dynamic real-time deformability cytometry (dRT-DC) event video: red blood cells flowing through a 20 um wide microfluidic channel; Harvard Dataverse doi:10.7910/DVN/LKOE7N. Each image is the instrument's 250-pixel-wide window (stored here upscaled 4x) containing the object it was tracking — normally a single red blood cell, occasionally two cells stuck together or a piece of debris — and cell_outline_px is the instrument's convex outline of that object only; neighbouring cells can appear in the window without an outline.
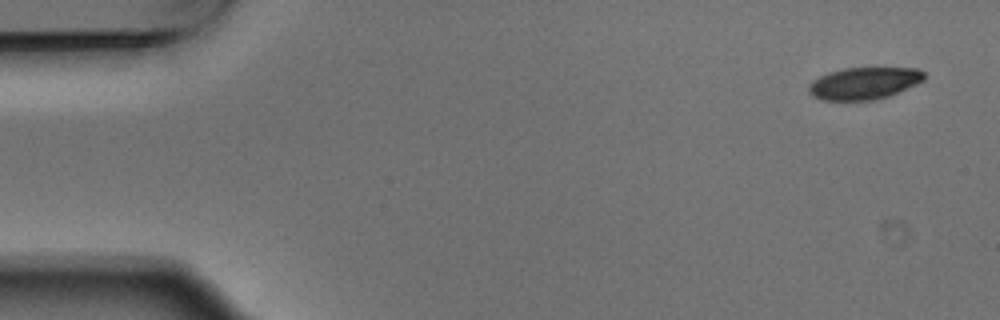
{"species": "Egyptian fruit bat (a non-hibernating species)", "species_latin": "Rousettus aegyptiacus", "temperature_condition": "warm", "stored_images_in_passage": 8, "camera_frame_rate_fps": 3000, "um_per_image_px": 0.085, "animal": {"sex": "male"}, "frame": {"image": 1, "passage_image": 1, "time_ms": 0.0, "image_size_px": [1000, 320], "cell_outline_px": [[924, 80], [916, 84], [888, 96], [876, 100], [820, 100], [812, 96], [808, 92], [808, 84], [812, 80], [828, 72], [844, 68], [920, 68], [924, 72]], "centroid_in_image_um": [73.41, 7.08], "position_along_channel_um": 11.6, "area_um2": 21.68}}
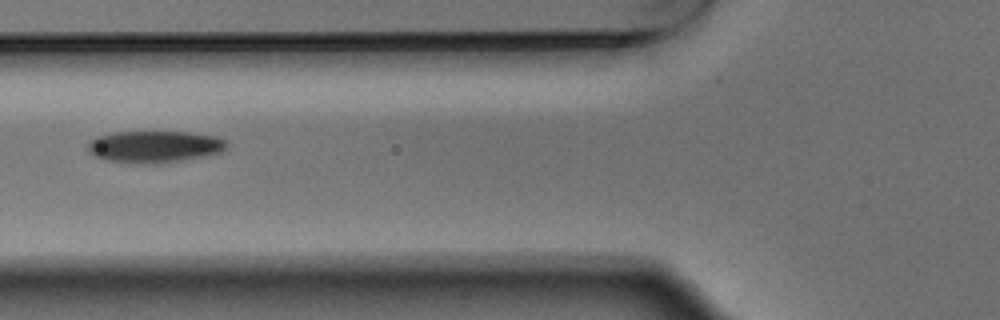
{"frame": {"image": 2, "passage_image": 6, "time_ms": 1.667, "image_size_px": [1000, 320], "cell_outline_px": [[228, 144], [220, 152], [180, 160], [156, 164], [132, 164], [104, 160], [88, 152], [88, 144], [96, 136], [112, 132], [188, 132], [216, 136], [224, 140]], "centroid_in_image_um": [13.06, 12.47], "position_along_channel_um": 112.7, "area_um2": 25.72}}
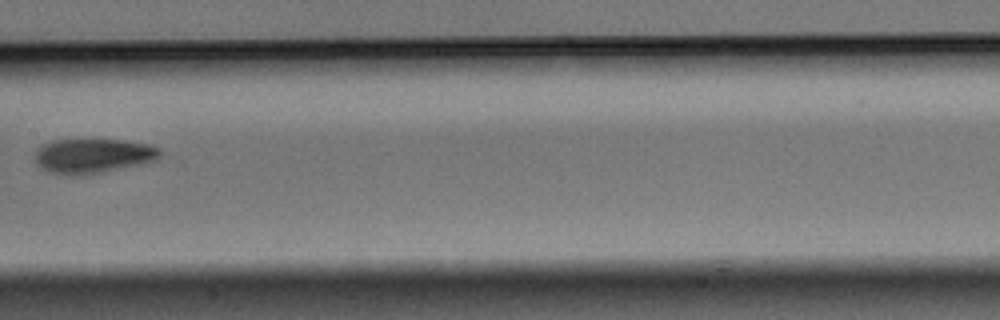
{"frame": {"image": 3, "passage_image": 8, "time_ms": 2.333, "image_size_px": [1000, 320], "cell_outline_px": [[160, 156], [156, 160], [140, 164], [84, 176], [72, 176], [48, 172], [40, 168], [36, 164], [36, 152], [40, 144], [52, 140], [124, 140], [148, 144], [160, 148]], "centroid_in_image_um": [7.86, 13.26], "position_along_channel_um": 199.5, "area_um2": 25.43}}